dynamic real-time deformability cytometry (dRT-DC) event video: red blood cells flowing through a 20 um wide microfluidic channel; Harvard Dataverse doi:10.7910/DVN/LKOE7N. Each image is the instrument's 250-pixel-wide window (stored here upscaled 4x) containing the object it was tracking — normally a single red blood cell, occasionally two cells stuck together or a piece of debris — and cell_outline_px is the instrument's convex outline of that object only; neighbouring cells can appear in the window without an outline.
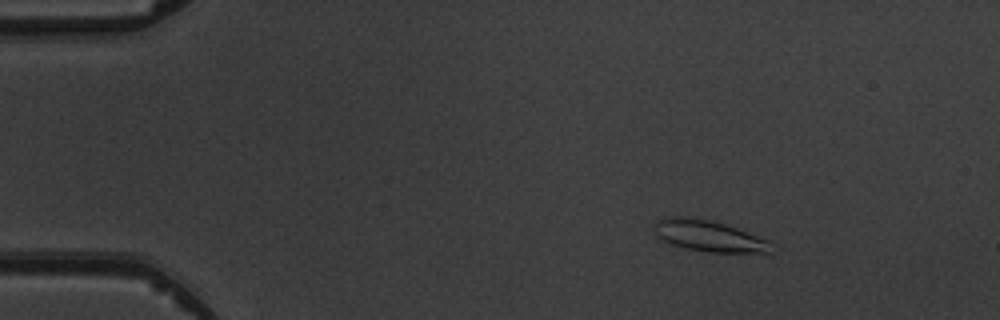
{"species": "common noctule bat (a hibernating species)", "species_latin": "Nyctalus noctula", "temperature_condition": "warm", "stored_images_in_passage": 4, "camera_frame_rate_fps": 3000, "um_per_image_px": 0.085, "animal": {"sex": "male", "body_mass_g": 19.5, "forearm_length_mm": 54.6}, "frame": {"image": 1, "passage_image": 1, "time_ms": 0.0, "image_size_px": [1000, 320], "cell_outline_px": [[772, 252], [708, 252], [668, 244], [656, 236], [652, 228], [656, 220], [664, 216], [684, 216], [708, 220], [724, 224], [736, 228], [768, 240]], "centroid_in_image_um": [60.13, 20.04], "position_along_channel_um": 24.9, "area_um2": 21.15}}
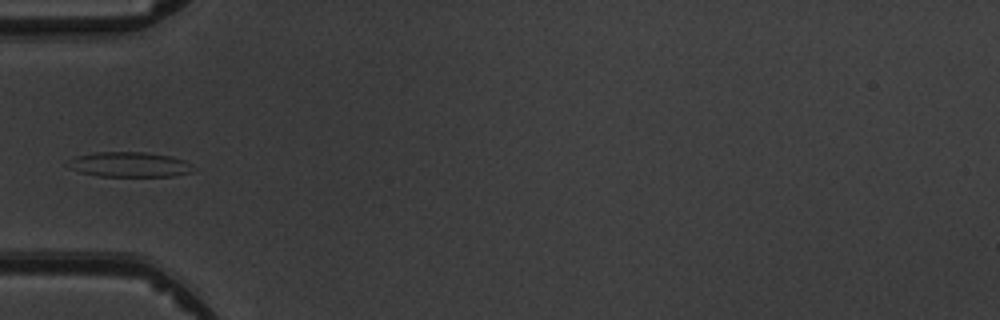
{"frame": {"image": 2, "passage_image": 3, "time_ms": 3.333, "image_size_px": [1000, 320], "cell_outline_px": [[196, 168], [192, 172], [176, 176], [100, 176], [80, 172], [68, 168], [72, 160], [76, 156], [96, 152], [144, 152], [172, 156], [184, 160], [192, 164]], "centroid_in_image_um": [11.09, 13.99], "position_along_channel_um": 73.9, "area_um2": 18.26}}
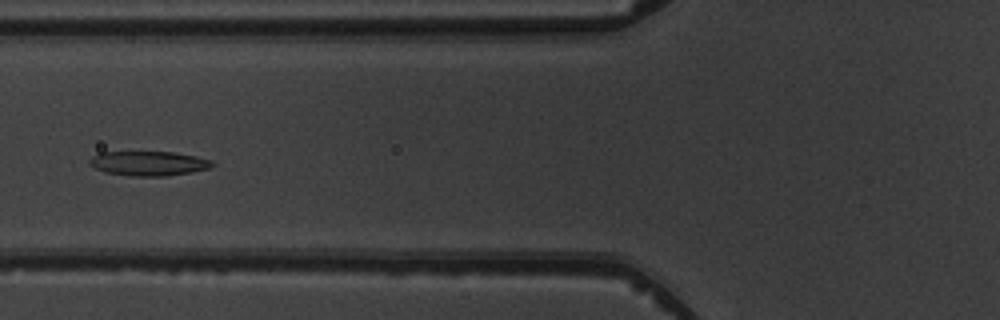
{"frame": {"image": 3, "passage_image": 4, "time_ms": 4.333, "image_size_px": [1000, 320], "cell_outline_px": [[216, 164], [208, 168], [192, 172], [164, 176], [128, 176], [104, 172], [88, 164], [88, 160], [92, 156], [100, 152], [172, 152], [196, 156], [212, 160]], "centroid_in_image_um": [12.61, 13.89], "position_along_channel_um": 113.2, "area_um2": 17.63}}